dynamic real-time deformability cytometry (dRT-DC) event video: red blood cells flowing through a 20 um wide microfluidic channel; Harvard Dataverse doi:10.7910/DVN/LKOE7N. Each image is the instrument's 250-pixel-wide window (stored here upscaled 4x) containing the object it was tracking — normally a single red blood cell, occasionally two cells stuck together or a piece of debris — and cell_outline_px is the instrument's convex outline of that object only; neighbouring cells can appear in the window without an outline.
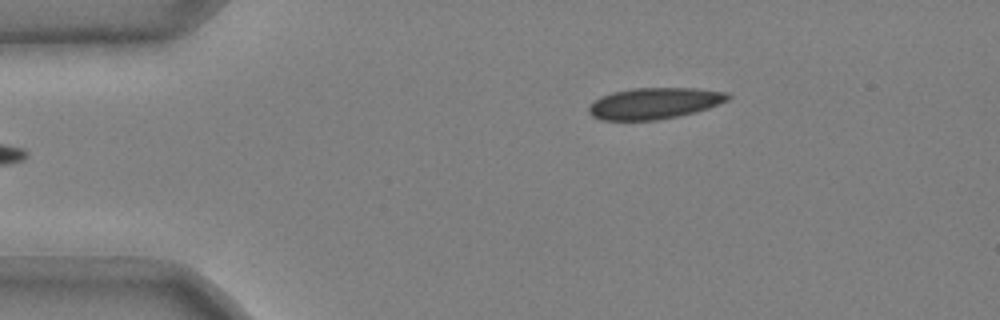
{"species": "common noctule bat (a hibernating species)", "species_latin": "Nyctalus noctula", "temperature_condition": "cold", "stored_images_in_passage": 39, "camera_frame_rate_fps": 3000, "um_per_image_px": 0.085, "animal": {"sex": "male", "body_mass_g": 20.4}, "frame": {"image": 1, "passage_image": 1, "time_ms": 0.0, "image_size_px": [1000, 320], "cell_outline_px": [[732, 96], [728, 100], [708, 108], [696, 112], [656, 120], [600, 120], [592, 116], [588, 112], [588, 108], [600, 96], [612, 92], [632, 88], [696, 88], [728, 92]], "centroid_in_image_um": [55.63, 8.77], "position_along_channel_um": 29.4, "area_um2": 25.37}}
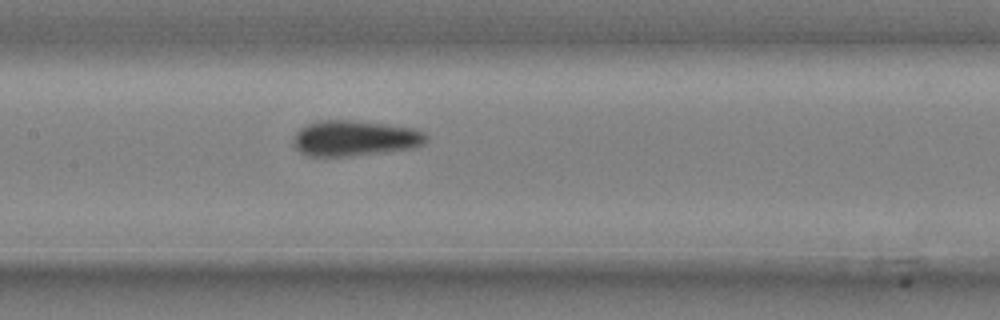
{"frame": {"image": 2, "passage_image": 17, "time_ms": 5.333, "image_size_px": [1000, 320], "cell_outline_px": [[428, 140], [424, 144], [412, 148], [348, 156], [308, 156], [300, 152], [292, 144], [292, 136], [304, 124], [320, 120], [352, 120], [388, 124], [412, 128], [424, 132], [428, 136]], "centroid_in_image_um": [30.11, 11.74], "position_along_channel_um": 177.3, "area_um2": 27.74}}
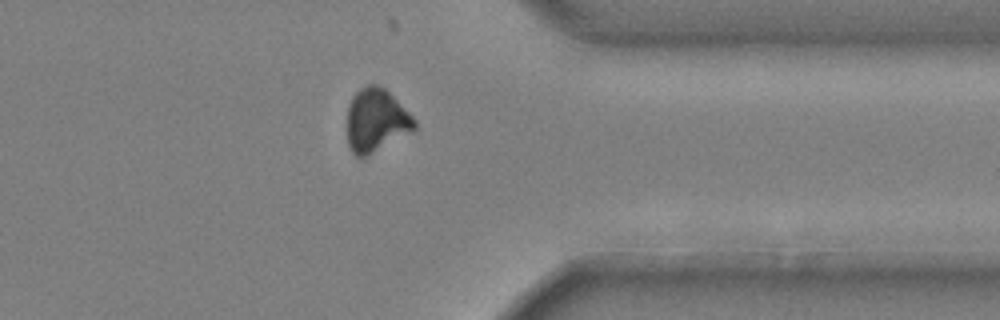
{"frame": {"image": 3, "passage_image": 34, "time_ms": 11.0, "image_size_px": [1000, 320], "cell_outline_px": [[416, 128], [412, 132], [364, 156], [356, 156], [352, 152], [348, 144], [348, 104], [352, 96], [360, 88], [368, 84], [376, 84], [384, 88], [416, 120]], "centroid_in_image_um": [31.96, 10.21], "position_along_channel_um": 379.4, "area_um2": 24.39}, "authors_computed_cell_mechanics": {"area_um2": 26.299, "velocity_mm_per_s": 3.7071, "shape_relaxation_time_tau1_ms": 5.7527, "shape_relaxation_time_tau2_ms": null, "deformation_change_tau1": 0.1131, "deformation_change_tau2": null}}